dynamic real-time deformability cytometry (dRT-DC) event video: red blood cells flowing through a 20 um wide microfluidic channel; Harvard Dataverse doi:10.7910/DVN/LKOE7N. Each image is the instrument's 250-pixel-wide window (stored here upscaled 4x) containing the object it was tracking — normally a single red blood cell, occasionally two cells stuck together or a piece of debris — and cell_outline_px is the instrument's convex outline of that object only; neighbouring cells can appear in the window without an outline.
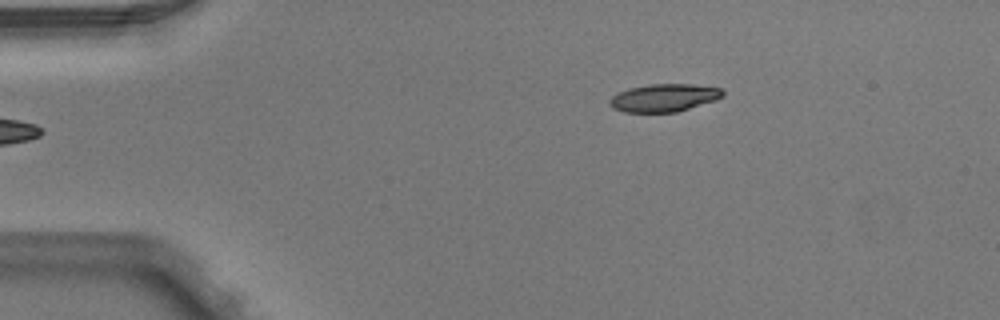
{"species": "Egyptian fruit bat (a non-hibernating species)", "species_latin": "Rousettus aegyptiacus", "temperature_condition": "warm", "stored_images_in_passage": 5, "camera_frame_rate_fps": 3000, "um_per_image_px": 0.085, "animal": {"sex": "male"}, "frame": {"image": 1, "passage_image": 5, "time_ms": 1.333, "image_size_px": [1000, 320], "cell_outline_px": [[724, 96], [716, 100], [676, 112], [624, 112], [612, 108], [608, 104], [608, 100], [612, 96], [628, 88], [648, 84], [692, 84], [720, 88], [724, 92]], "centroid_in_image_um": [56.42, 8.31], "position_along_channel_um": 28.6, "area_um2": 18.38}}